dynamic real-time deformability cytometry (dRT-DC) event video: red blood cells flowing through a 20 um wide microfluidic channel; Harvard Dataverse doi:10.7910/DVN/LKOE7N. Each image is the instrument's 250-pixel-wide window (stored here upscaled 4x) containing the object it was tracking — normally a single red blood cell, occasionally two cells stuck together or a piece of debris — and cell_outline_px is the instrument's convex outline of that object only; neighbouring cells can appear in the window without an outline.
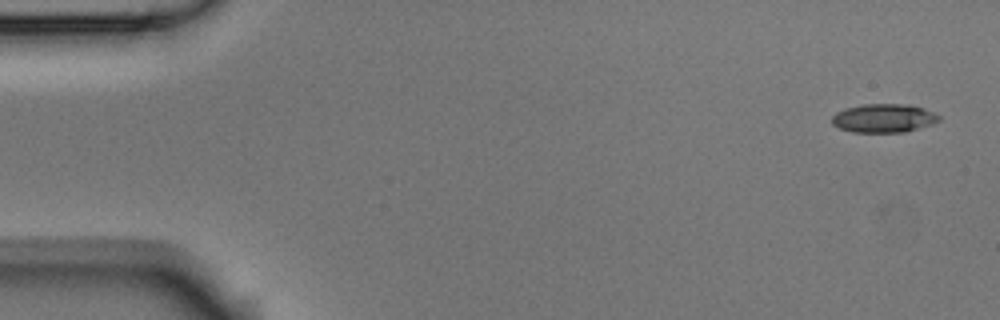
{"species": "Egyptian fruit bat (a non-hibernating species)", "species_latin": "Rousettus aegyptiacus", "temperature_condition": "room temperature", "stored_images_in_passage": 5, "segment_of_instrument_passage": [1, 2], "camera_frame_rate_fps": 3000, "um_per_image_px": 0.085, "animal": {"sex": "male"}, "frame": {"image": 1, "passage_image": 1, "time_ms": 0.0, "image_size_px": [1000, 320], "cell_outline_px": [[940, 120], [932, 124], [904, 132], [852, 132], [840, 128], [832, 124], [832, 116], [836, 112], [844, 108], [864, 104], [908, 104], [924, 108], [940, 116]], "centroid_in_image_um": [75.1, 10.04], "position_along_channel_um": 9.9, "area_um2": 17.86}}
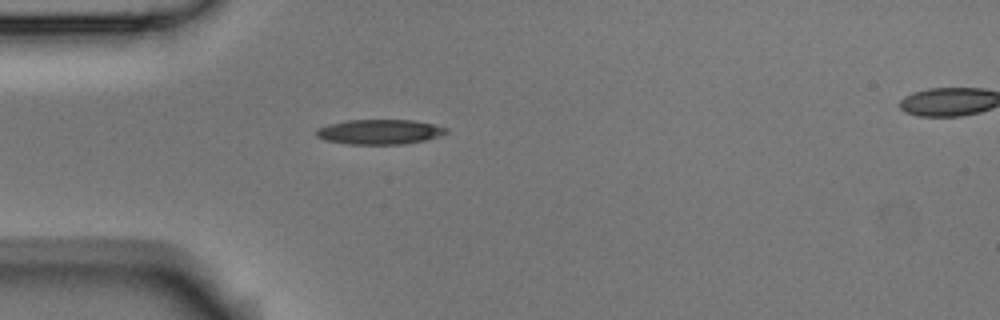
{"frame": {"image": 2, "passage_image": 4, "time_ms": 1.0, "image_size_px": [1000, 320], "cell_outline_px": [[448, 132], [440, 136], [424, 140], [404, 144], [348, 144], [324, 140], [316, 136], [316, 128], [328, 124], [344, 120], [412, 120], [432, 124], [448, 128]], "centroid_in_image_um": [32.23, 11.2], "position_along_channel_um": 52.8, "area_um2": 18.9}}